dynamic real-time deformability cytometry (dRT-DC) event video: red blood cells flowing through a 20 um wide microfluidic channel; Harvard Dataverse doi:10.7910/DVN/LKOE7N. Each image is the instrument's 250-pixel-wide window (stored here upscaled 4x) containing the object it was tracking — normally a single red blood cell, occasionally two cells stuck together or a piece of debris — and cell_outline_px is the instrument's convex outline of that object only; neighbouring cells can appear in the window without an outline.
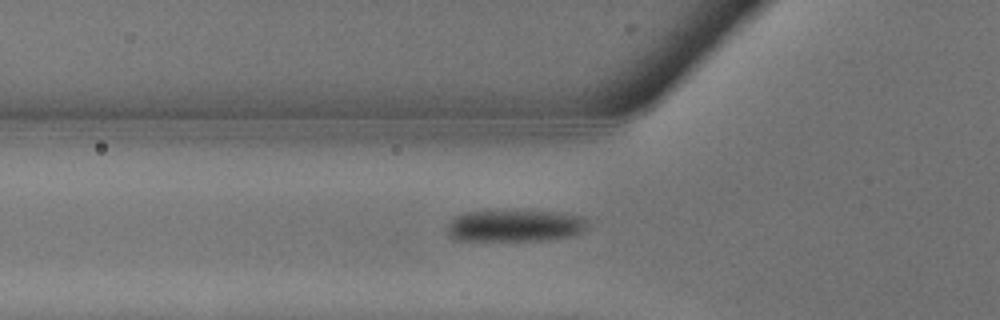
{"species": "common noctule bat (a hibernating species)", "species_latin": "Nyctalus noctula", "temperature_condition": "warm", "stored_images_in_passage": 10, "camera_frame_rate_fps": 3000, "um_per_image_px": 0.085, "animal": {"sex": "male", "body_mass_g": 13.3}, "frame": {"image": 1, "passage_image": 3, "time_ms": 0.667, "image_size_px": [1000, 320], "cell_outline_px": [[588, 228], [580, 232], [568, 236], [552, 240], [452, 240], [448, 236], [448, 224], [452, 220], [468, 212], [552, 212], [580, 216], [588, 220]], "centroid_in_image_um": [43.79, 19.22], "position_along_channel_um": 82.0, "area_um2": 25.43}}
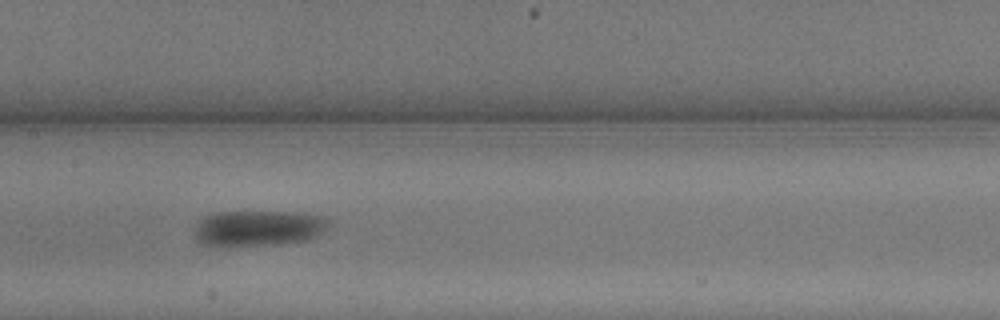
{"frame": {"image": 2, "passage_image": 7, "time_ms": 2.0, "image_size_px": [1000, 320], "cell_outline_px": [[328, 224], [316, 236], [304, 240], [264, 244], [204, 244], [196, 236], [196, 228], [200, 220], [204, 216], [216, 212], [288, 212], [320, 216], [328, 220]], "centroid_in_image_um": [21.94, 19.35], "position_along_channel_um": 185.5, "area_um2": 26.47}}
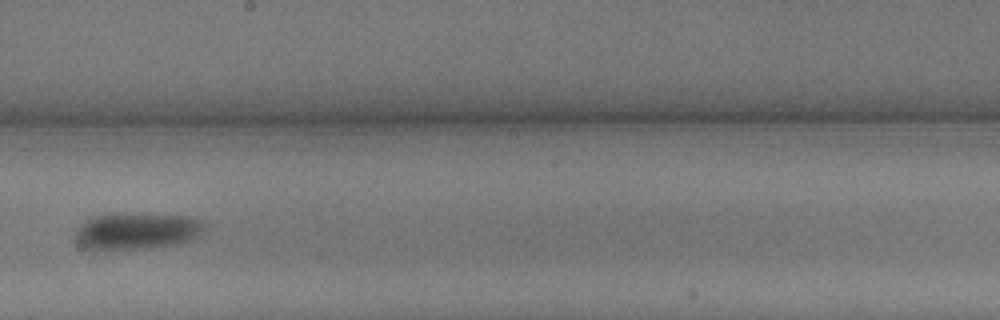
{"frame": {"image": 3, "passage_image": 9, "time_ms": 2.667, "image_size_px": [1000, 320], "cell_outline_px": [[208, 224], [192, 240], [176, 244], [144, 248], [92, 252], [80, 248], [76, 244], [76, 232], [88, 220], [96, 216], [116, 212], [120, 212], [188, 216], [204, 220]], "centroid_in_image_um": [11.6, 19.65], "position_along_channel_um": 236.6, "area_um2": 28.38}}